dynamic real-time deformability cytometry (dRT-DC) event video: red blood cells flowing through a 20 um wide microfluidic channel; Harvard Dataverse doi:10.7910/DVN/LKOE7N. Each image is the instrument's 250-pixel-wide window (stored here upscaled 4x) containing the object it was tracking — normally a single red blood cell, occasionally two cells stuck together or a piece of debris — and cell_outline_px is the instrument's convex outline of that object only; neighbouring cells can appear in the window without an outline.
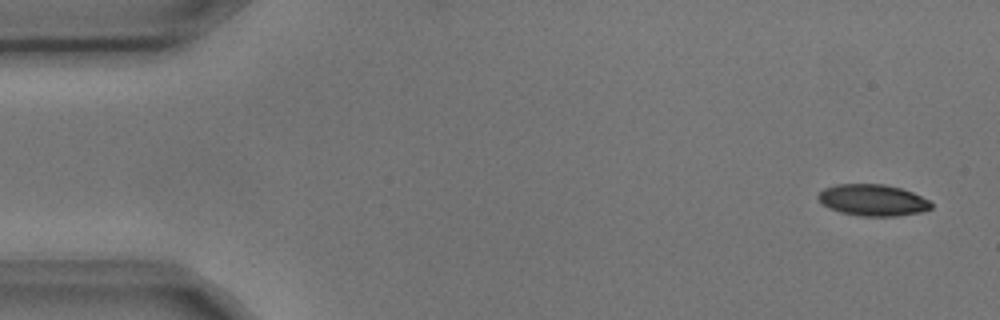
{"species": "common noctule bat (a hibernating species)", "species_latin": "Nyctalus noctula", "temperature_condition": "cold", "stored_images_in_passage": 5, "segment_of_instrument_passage": [1, 2], "camera_frame_rate_fps": 3000, "um_per_image_px": 0.085, "animal": {"sex": "male", "body_mass_g": 17.9, "forearm_length_mm": 54.2}, "frame": {"image": 1, "passage_image": 1, "time_ms": 0.0, "image_size_px": [1000, 320], "cell_outline_px": [[932, 208], [920, 212], [896, 216], [860, 216], [840, 212], [824, 204], [816, 196], [824, 188], [836, 184], [884, 184], [900, 188], [912, 192], [928, 200], [932, 204]], "centroid_in_image_um": [74.19, 17.0], "position_along_channel_um": 10.8, "area_um2": 20.52}}
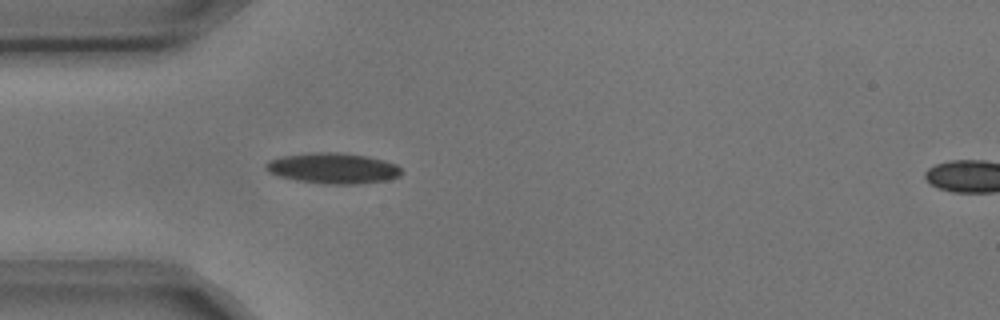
{"frame": {"image": 2, "passage_image": 4, "time_ms": 1.0, "image_size_px": [1000, 320], "cell_outline_px": [[400, 176], [388, 180], [356, 184], [324, 184], [296, 180], [280, 176], [268, 172], [264, 168], [264, 164], [268, 160], [280, 156], [312, 152], [340, 152], [368, 156], [384, 160], [396, 164], [400, 168]], "centroid_in_image_um": [28.27, 14.29], "position_along_channel_um": 56.7, "area_um2": 24.45}}